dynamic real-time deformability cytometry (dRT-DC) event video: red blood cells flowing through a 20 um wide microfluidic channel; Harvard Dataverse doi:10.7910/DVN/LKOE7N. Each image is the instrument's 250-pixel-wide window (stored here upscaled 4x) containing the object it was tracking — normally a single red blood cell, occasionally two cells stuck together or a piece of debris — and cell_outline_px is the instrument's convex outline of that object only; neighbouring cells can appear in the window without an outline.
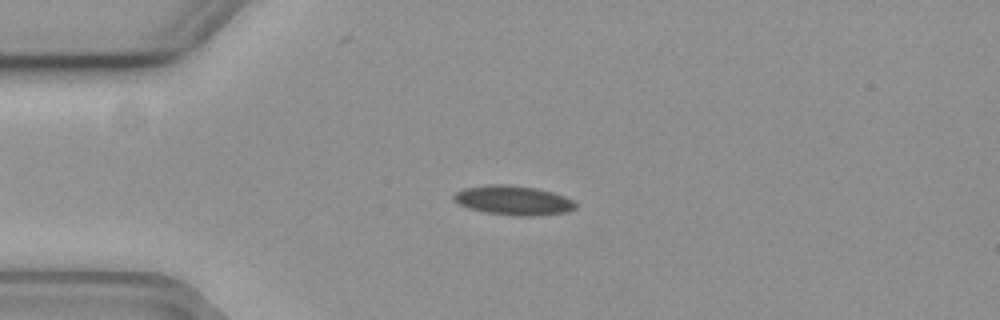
{"species": "common noctule bat (a hibernating species)", "species_latin": "Nyctalus noctula", "temperature_condition": "cold", "stored_images_in_passage": 48, "camera_frame_rate_fps": 3000, "um_per_image_px": 0.085, "animal": {"sex": "female", "body_mass_g": 19.3, "forearm_length_mm": 54.1}, "frame": {"image": 1, "passage_image": 5, "time_ms": 1.333, "image_size_px": [1000, 320], "cell_outline_px": [[576, 208], [568, 212], [532, 216], [516, 216], [484, 212], [468, 208], [460, 204], [452, 196], [456, 192], [464, 188], [488, 184], [500, 184], [536, 188], [552, 192], [564, 196], [572, 200], [576, 204]], "centroid_in_image_um": [43.64, 17.03], "position_along_channel_um": 41.4, "area_um2": 20.75}}
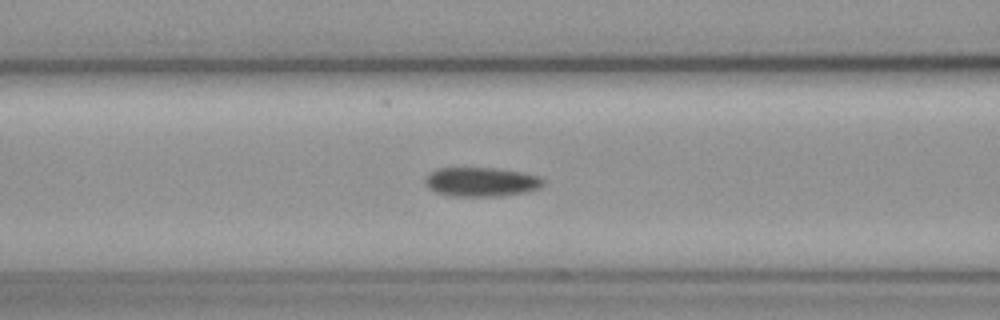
{"frame": {"image": 2, "passage_image": 14, "time_ms": 4.333, "image_size_px": [1000, 320], "cell_outline_px": [[544, 184], [540, 188], [528, 192], [500, 196], [448, 196], [436, 192], [428, 188], [424, 180], [436, 168], [496, 168], [520, 172], [540, 176], [544, 180]], "centroid_in_image_um": [40.93, 15.47], "position_along_channel_um": 125.7, "area_um2": 20.17}}
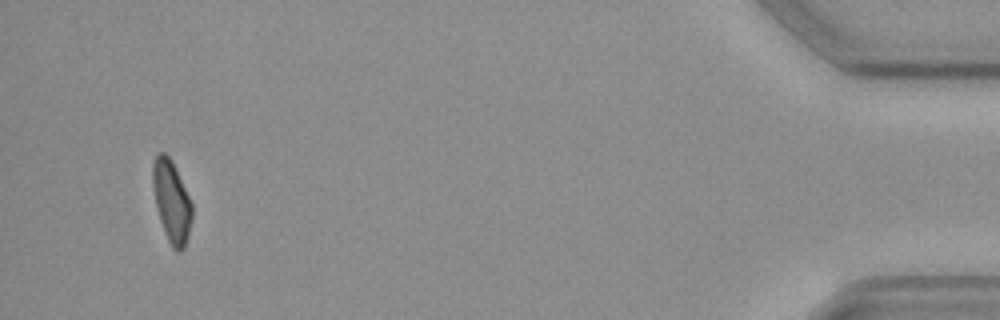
{"frame": {"image": 3, "passage_image": 45, "time_ms": 14.667, "image_size_px": [1000, 320], "cell_outline_px": [[192, 220], [188, 236], [184, 248], [180, 252], [176, 252], [172, 248], [164, 232], [156, 208], [152, 184], [152, 164], [156, 156], [160, 152], [164, 152], [168, 156], [192, 204]], "centroid_in_image_um": [14.57, 17.19], "position_along_channel_um": 420.6, "area_um2": 18.44}, "authors_computed_cell_mechanics": {"area_um2": 19.9988, "velocity_mm_per_s": 3.6803, "shape_relaxation_time_tau1_ms": 4.8208, "shape_relaxation_time_tau2_ms": null, "deformation_change_tau1": 0.0943, "deformation_change_tau2": null}}